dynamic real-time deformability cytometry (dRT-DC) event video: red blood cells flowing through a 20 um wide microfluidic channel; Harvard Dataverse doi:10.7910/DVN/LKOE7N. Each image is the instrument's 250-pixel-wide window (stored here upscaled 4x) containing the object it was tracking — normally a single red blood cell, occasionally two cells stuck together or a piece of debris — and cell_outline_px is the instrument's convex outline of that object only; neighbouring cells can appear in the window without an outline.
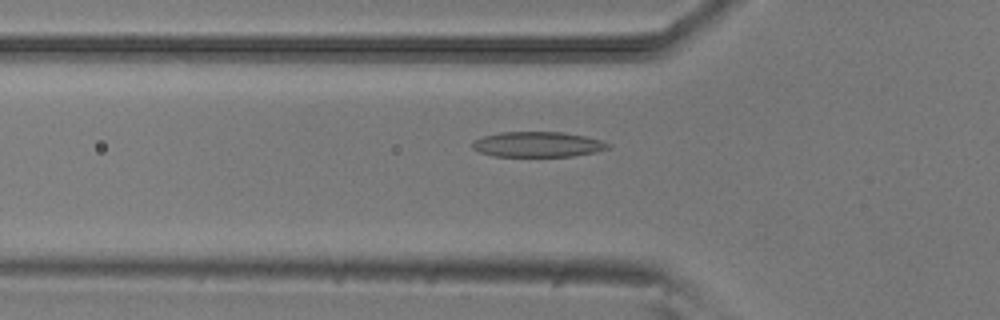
{"species": "common noctule bat (a hibernating species)", "species_latin": "Nyctalus noctula", "temperature_condition": "room temperature", "stored_images_in_passage": 47, "camera_frame_rate_fps": 3000, "um_per_image_px": 0.085, "animal": {"sex": "male", "body_mass_g": 20.5, "forearm_length_mm": 52.5}, "frame": {"image": 1, "passage_image": 12, "time_ms": 3.667, "image_size_px": [1000, 320], "cell_outline_px": [[612, 144], [608, 148], [596, 152], [572, 156], [492, 156], [480, 152], [472, 148], [472, 140], [484, 136], [500, 132], [564, 132], [584, 136], [600, 140]], "centroid_in_image_um": [45.69, 12.27], "position_along_channel_um": 80.1, "area_um2": 20.0}}
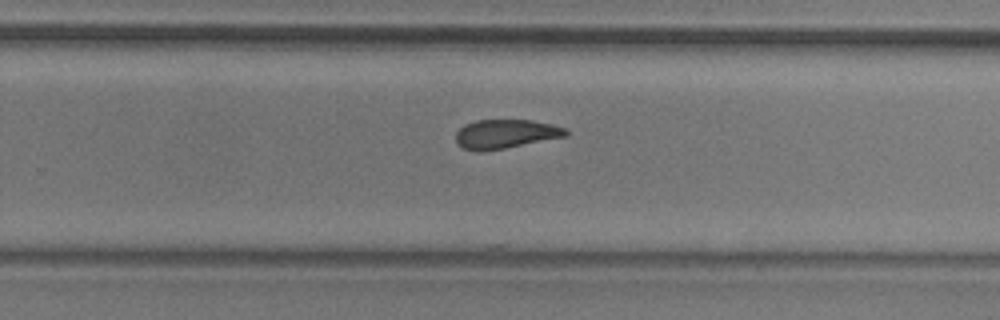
{"frame": {"image": 2, "passage_image": 28, "time_ms": 9.0, "image_size_px": [1000, 320], "cell_outline_px": [[568, 136], [504, 148], [480, 152], [464, 148], [456, 144], [456, 132], [464, 124], [476, 120], [532, 120], [552, 124], [564, 128], [568, 132]], "centroid_in_image_um": [42.95, 11.38], "position_along_channel_um": 286.8, "area_um2": 18.61}}
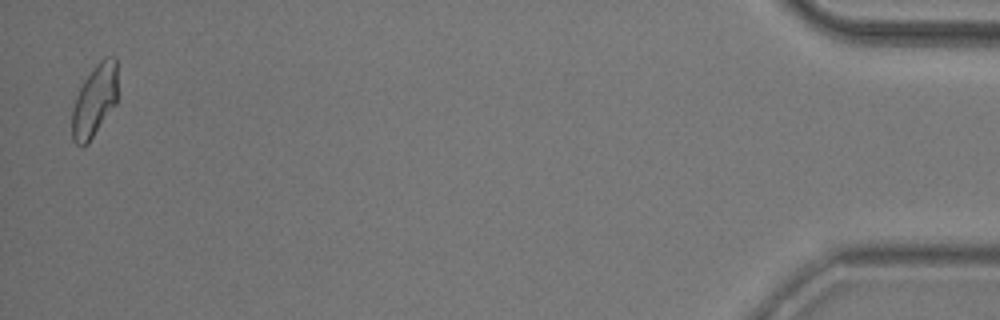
{"frame": {"image": 3, "passage_image": 46, "time_ms": 15.0, "image_size_px": [1000, 320], "cell_outline_px": [[116, 104], [88, 144], [80, 148], [72, 140], [72, 112], [76, 96], [84, 80], [96, 64], [104, 56], [116, 56]], "centroid_in_image_um": [8.03, 8.58], "position_along_channel_um": 427.2, "area_um2": 19.19}, "authors_computed_cell_mechanics": {"area_um2": 19.5942, "velocity_mm_per_s": 3.8627, "shape_relaxation_time_tau1_ms": 4.1368, "shape_relaxation_time_tau2_ms": 2.3683, "deformation_change_tau1": 0.1315, "deformation_change_tau2": 0.0914}}